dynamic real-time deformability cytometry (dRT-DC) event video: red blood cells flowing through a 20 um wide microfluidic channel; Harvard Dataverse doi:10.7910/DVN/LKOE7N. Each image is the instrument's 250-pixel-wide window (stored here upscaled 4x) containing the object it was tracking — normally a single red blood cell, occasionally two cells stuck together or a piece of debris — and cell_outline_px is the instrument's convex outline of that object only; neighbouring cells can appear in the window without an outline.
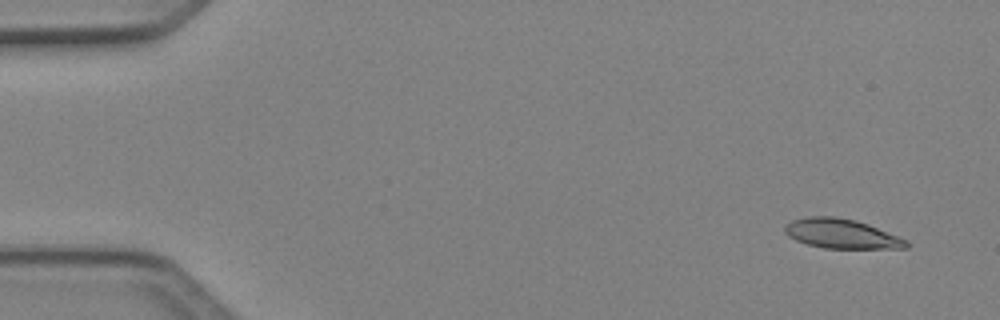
{"species": "Egyptian fruit bat (a non-hibernating species)", "species_latin": "Rousettus aegyptiacus", "temperature_condition": "cold", "stored_images_in_passage": 4, "camera_frame_rate_fps": 3000, "um_per_image_px": 0.085, "animal": {"sex": "female"}, "frame": {"image": 1, "passage_image": 1, "time_ms": 0.0, "image_size_px": [1000, 320], "cell_outline_px": [[908, 248], [824, 248], [808, 244], [796, 240], [788, 236], [784, 232], [784, 224], [792, 220], [808, 216], [836, 216], [856, 220], [868, 224], [908, 240]], "centroid_in_image_um": [71.5, 19.85], "position_along_channel_um": 13.5, "area_um2": 20.92}}
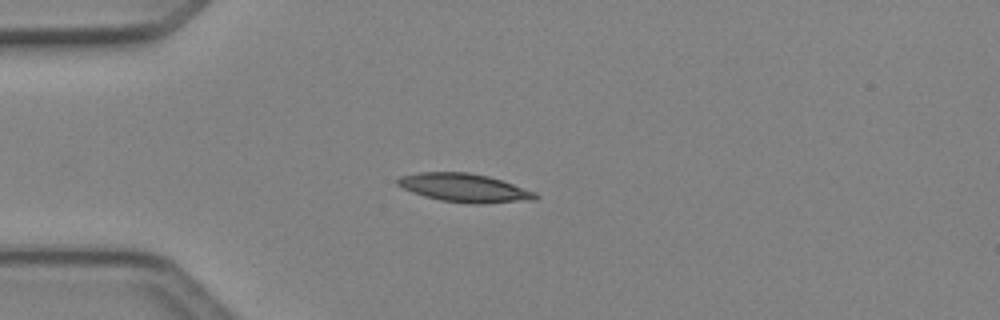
{"frame": {"image": 2, "passage_image": 4, "time_ms": 1.0, "image_size_px": [1000, 320], "cell_outline_px": [[540, 196], [536, 200], [480, 204], [476, 204], [440, 200], [424, 196], [412, 192], [396, 184], [396, 180], [400, 176], [420, 172], [468, 172], [488, 176], [536, 192]], "centroid_in_image_um": [39.49, 15.97], "position_along_channel_um": 45.5, "area_um2": 22.83}}